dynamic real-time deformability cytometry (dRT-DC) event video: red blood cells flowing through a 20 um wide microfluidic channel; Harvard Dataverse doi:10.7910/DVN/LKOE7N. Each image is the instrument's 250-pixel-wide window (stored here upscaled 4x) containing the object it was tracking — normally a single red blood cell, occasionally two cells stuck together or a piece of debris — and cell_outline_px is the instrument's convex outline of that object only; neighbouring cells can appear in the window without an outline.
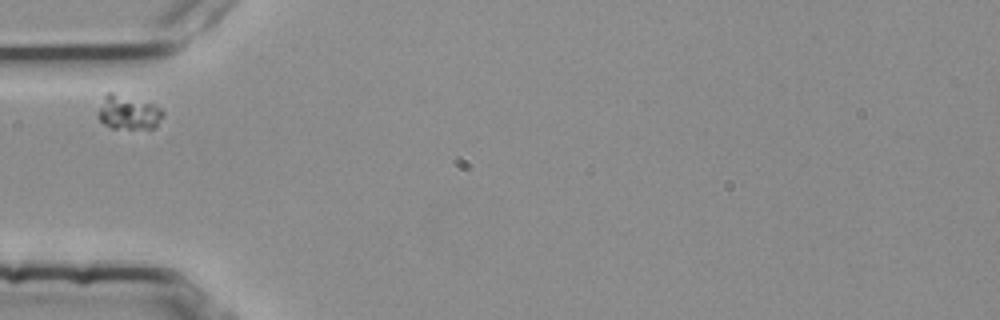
{"species": "common noctule bat (a hibernating species)", "species_latin": "Nyctalus noctula", "temperature_condition": "room temperature", "stored_images_in_passage": 1, "camera_frame_rate_fps": 3000, "um_per_image_px": 0.085, "animal": {"sex": "female", "body_mass_g": 25.1}, "frame": {"image": 1, "passage_image": 1, "time_ms": 0.0, "image_size_px": [1000, 320], "cell_outline_px": [[164, 112], [156, 128], [112, 128], [104, 124], [96, 116], [104, 96], [108, 92], [112, 92], [152, 104], [160, 108]], "centroid_in_image_um": [10.89, 9.57], "position_along_channel_um": 74.1, "area_um2": 12.72}}